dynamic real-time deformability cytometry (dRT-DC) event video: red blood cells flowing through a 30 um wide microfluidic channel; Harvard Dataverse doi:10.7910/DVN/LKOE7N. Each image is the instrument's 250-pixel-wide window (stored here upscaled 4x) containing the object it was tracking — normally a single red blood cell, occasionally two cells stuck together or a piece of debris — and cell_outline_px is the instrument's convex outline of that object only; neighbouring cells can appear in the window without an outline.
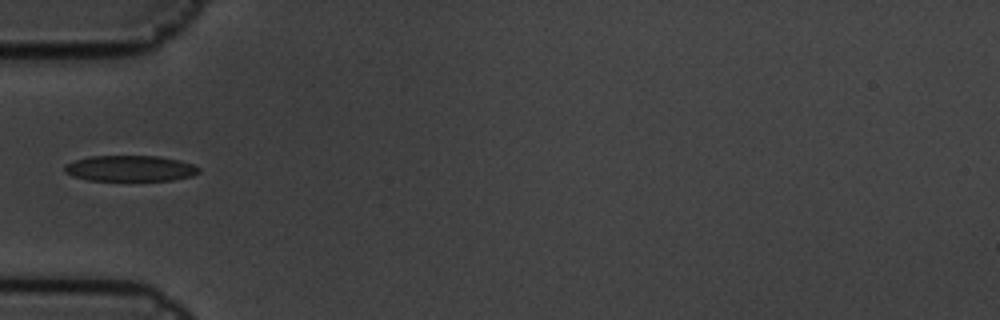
{"species": "common noctule bat (a hibernating species)", "species_latin": "Nyctalus noctula", "temperature_condition": "cold", "stored_images_in_passage": 9, "camera_frame_rate_fps": 3000, "um_per_image_px": 0.085, "animal": {"sex": "male", "body_mass_g": 19.5, "forearm_length_mm": 54.6}, "frame": {"image": 1, "passage_image": 3, "time_ms": 0.667, "image_size_px": [1000, 320], "cell_outline_px": [[200, 172], [192, 176], [172, 180], [88, 180], [72, 176], [64, 172], [64, 168], [68, 164], [76, 160], [88, 156], [160, 156], [180, 160], [192, 164], [200, 168]], "centroid_in_image_um": [11.09, 14.31], "position_along_channel_um": 73.9, "area_um2": 20.17}}
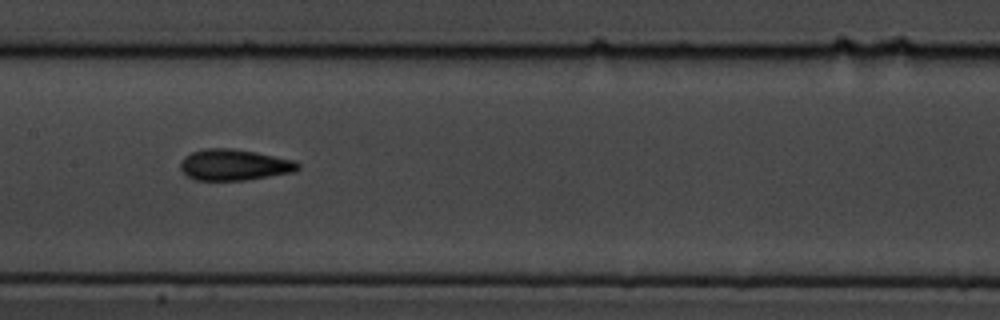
{"frame": {"image": 2, "passage_image": 6, "time_ms": 1.667, "image_size_px": [1000, 320], "cell_outline_px": [[300, 168], [292, 172], [244, 180], [196, 180], [188, 176], [180, 168], [180, 160], [184, 156], [192, 152], [208, 148], [232, 148], [256, 152], [296, 160], [300, 164]], "centroid_in_image_um": [19.91, 14.0], "position_along_channel_um": 187.5, "area_um2": 21.27}}
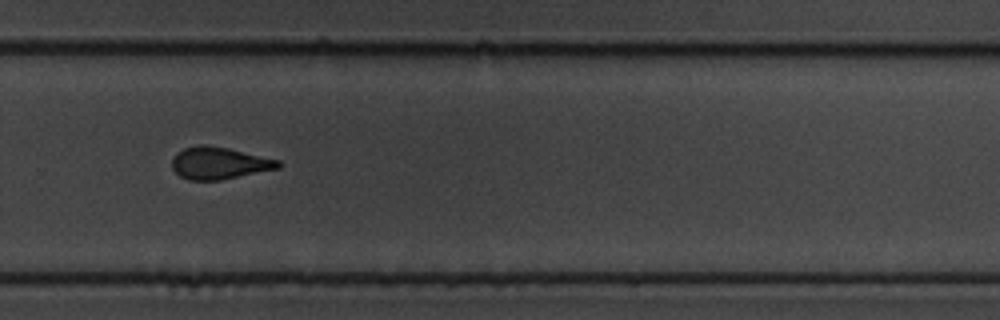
{"frame": {"image": 3, "passage_image": 9, "time_ms": 2.667, "image_size_px": [1000, 320], "cell_outline_px": [[284, 164], [280, 168], [220, 180], [188, 180], [180, 176], [172, 168], [172, 160], [176, 152], [184, 148], [204, 144], [228, 148], [280, 160]], "centroid_in_image_um": [18.65, 13.86], "position_along_channel_um": 311.2, "area_um2": 19.94}}